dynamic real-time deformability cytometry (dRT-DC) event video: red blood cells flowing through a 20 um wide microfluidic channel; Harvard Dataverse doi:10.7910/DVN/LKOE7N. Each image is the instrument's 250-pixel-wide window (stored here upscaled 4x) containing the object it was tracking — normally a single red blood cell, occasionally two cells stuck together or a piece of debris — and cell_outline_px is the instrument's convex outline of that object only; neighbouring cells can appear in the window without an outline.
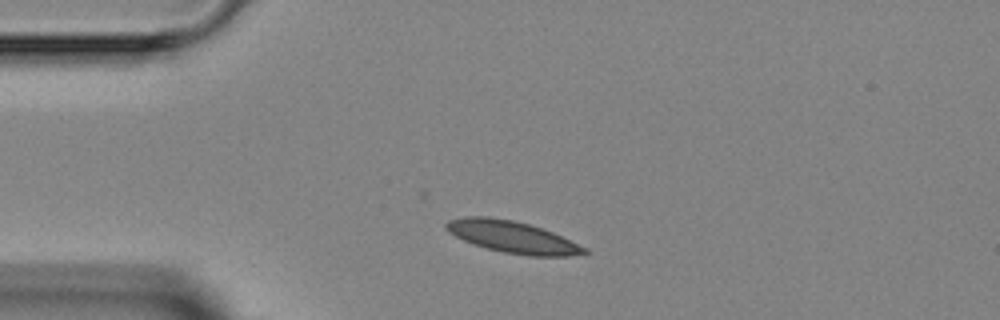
{"species": "Egyptian fruit bat (a non-hibernating species)", "species_latin": "Rousettus aegyptiacus", "temperature_condition": "room temperature", "stored_images_in_passage": 5, "camera_frame_rate_fps": 3000, "um_per_image_px": 0.085, "animal": {"sex": "female"}, "frame": {"image": 1, "passage_image": 3, "time_ms": 3.0, "image_size_px": [1000, 320], "cell_outline_px": [[588, 252], [568, 256], [528, 256], [504, 252], [472, 244], [448, 232], [444, 228], [444, 224], [448, 220], [464, 216], [488, 216], [512, 220], [528, 224], [552, 232], [588, 248]], "centroid_in_image_um": [43.51, 20.13], "position_along_channel_um": 41.5, "area_um2": 25.49}}
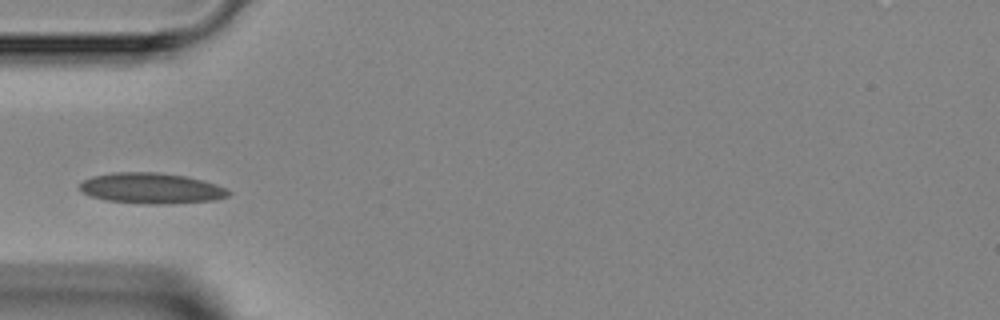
{"frame": {"image": 2, "passage_image": 4, "time_ms": 4.333, "image_size_px": [1000, 320], "cell_outline_px": [[232, 192], [228, 196], [212, 200], [168, 204], [144, 204], [104, 200], [88, 196], [80, 192], [80, 184], [84, 180], [92, 176], [112, 172], [156, 172], [188, 176], [204, 180], [216, 184]], "centroid_in_image_um": [12.83, 16.0], "position_along_channel_um": 72.2, "area_um2": 26.88}}
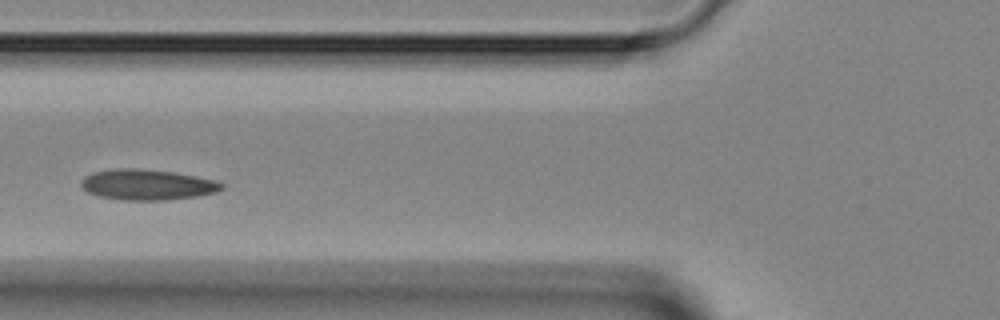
{"frame": {"image": 3, "passage_image": 5, "time_ms": 5.333, "image_size_px": [1000, 320], "cell_outline_px": [[224, 188], [216, 192], [196, 196], [164, 200], [124, 200], [100, 196], [88, 192], [80, 184], [80, 180], [84, 176], [92, 172], [112, 168], [140, 168], [172, 172], [196, 176], [216, 180], [224, 184]], "centroid_in_image_um": [12.5, 15.68], "position_along_channel_um": 113.3, "area_um2": 25.14}}